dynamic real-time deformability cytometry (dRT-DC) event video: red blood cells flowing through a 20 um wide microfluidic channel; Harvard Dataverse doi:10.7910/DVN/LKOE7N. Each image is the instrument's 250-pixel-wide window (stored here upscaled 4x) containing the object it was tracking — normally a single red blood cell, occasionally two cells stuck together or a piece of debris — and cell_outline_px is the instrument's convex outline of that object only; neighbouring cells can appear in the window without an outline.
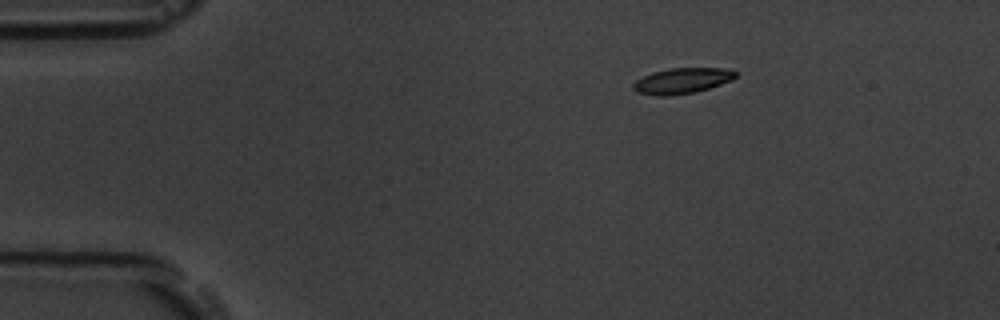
{"species": "common noctule bat (a hibernating species)", "species_latin": "Nyctalus noctula", "temperature_condition": "room temperature", "stored_images_in_passage": 2, "camera_frame_rate_fps": 3000, "um_per_image_px": 0.085, "animal": {"sex": "male", "body_mass_g": 19.5, "forearm_length_mm": 54.6}, "frame": {"image": 1, "passage_image": 1, "time_ms": 0.0, "image_size_px": [1000, 320], "cell_outline_px": [[736, 76], [732, 80], [696, 92], [668, 96], [656, 96], [636, 92], [632, 88], [632, 84], [636, 80], [652, 72], [668, 68], [724, 68], [736, 72]], "centroid_in_image_um": [57.93, 6.87], "position_along_channel_um": 27.1, "area_um2": 15.32}}